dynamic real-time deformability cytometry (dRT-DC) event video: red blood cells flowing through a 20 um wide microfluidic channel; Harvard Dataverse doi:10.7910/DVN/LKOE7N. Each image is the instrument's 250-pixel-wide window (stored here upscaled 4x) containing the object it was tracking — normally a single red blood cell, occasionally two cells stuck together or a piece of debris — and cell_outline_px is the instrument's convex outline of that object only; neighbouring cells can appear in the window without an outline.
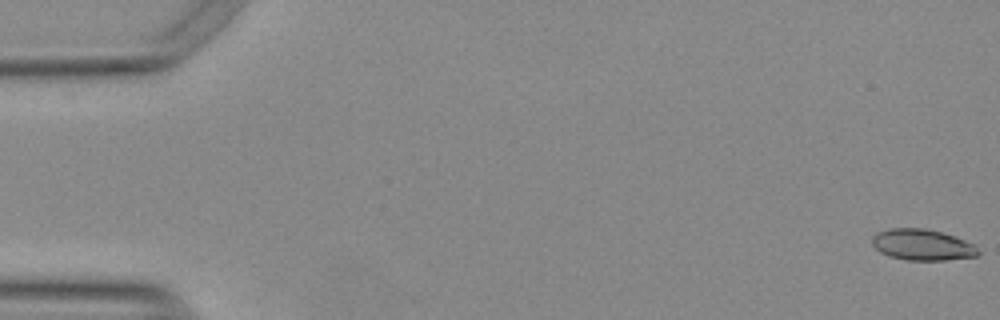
{"species": "Egyptian fruit bat (a non-hibernating species)", "species_latin": "Rousettus aegyptiacus", "temperature_condition": "warm", "stored_images_in_passage": 54, "camera_frame_rate_fps": 3000, "um_per_image_px": 0.085, "animal": {"sex": "female"}, "frame": {"image": 1, "passage_image": 1, "time_ms": 0.0, "image_size_px": [1000, 320], "cell_outline_px": [[980, 256], [944, 260], [908, 260], [888, 256], [880, 252], [872, 244], [872, 236], [876, 232], [888, 228], [924, 228], [940, 232], [976, 244], [980, 252]], "centroid_in_image_um": [78.4, 20.81], "position_along_channel_um": 6.6, "area_um2": 19.36}}
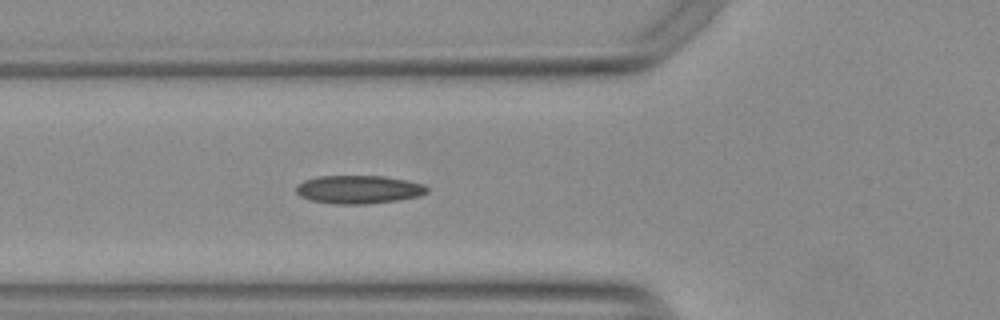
{"frame": {"image": 2, "passage_image": 20, "time_ms": 6.333, "image_size_px": [1000, 320], "cell_outline_px": [[428, 192], [420, 196], [396, 200], [368, 204], [332, 204], [308, 200], [300, 196], [296, 192], [296, 184], [304, 180], [320, 176], [384, 176], [408, 180], [424, 184], [428, 188]], "centroid_in_image_um": [30.47, 16.11], "position_along_channel_um": 95.3, "area_um2": 21.79}}
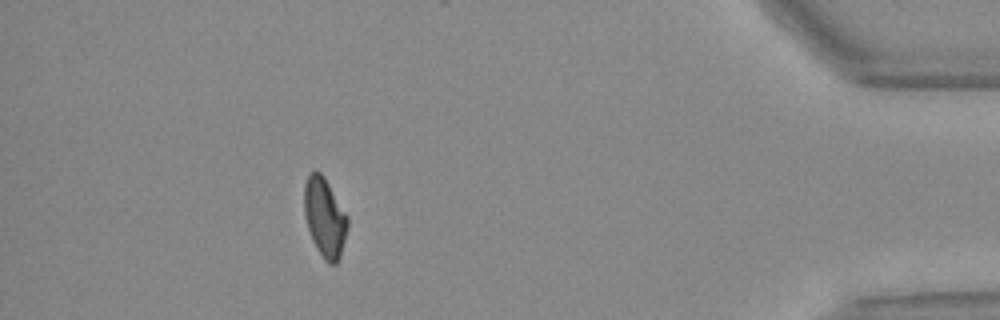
{"frame": {"image": 3, "passage_image": 49, "time_ms": 16.0, "image_size_px": [1000, 320], "cell_outline_px": [[348, 224], [340, 256], [336, 264], [328, 264], [324, 260], [308, 228], [304, 212], [304, 184], [308, 176], [312, 172], [320, 172], [324, 176], [348, 216]], "centroid_in_image_um": [27.61, 18.46], "position_along_channel_um": 407.6, "area_um2": 19.59}, "authors_computed_cell_mechanics": {"area_um2": 20.4034, "velocity_mm_per_s": 3.796, "shape_relaxation_time_tau1_ms": 9.8576, "shape_relaxation_time_tau2_ms": 2.6676, "deformation_change_tau1": 0.2209, "deformation_change_tau2": 0.091}}